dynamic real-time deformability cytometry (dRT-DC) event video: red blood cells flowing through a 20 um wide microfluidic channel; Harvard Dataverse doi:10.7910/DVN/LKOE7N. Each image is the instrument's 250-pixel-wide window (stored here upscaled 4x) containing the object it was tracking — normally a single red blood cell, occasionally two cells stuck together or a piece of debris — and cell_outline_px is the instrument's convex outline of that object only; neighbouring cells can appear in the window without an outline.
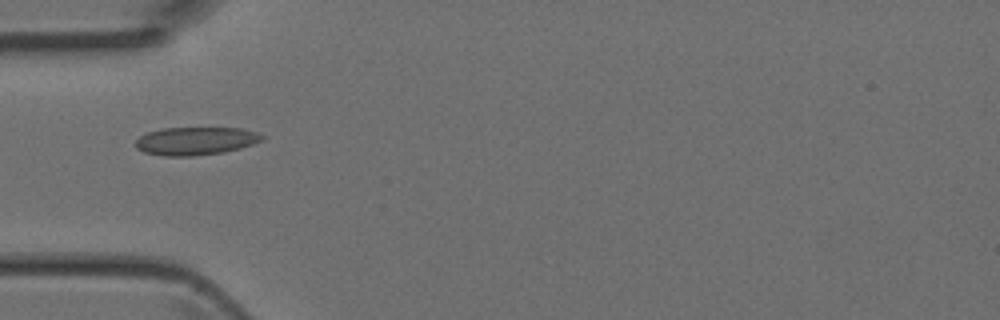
{"species": "Egyptian fruit bat (a non-hibernating species)", "species_latin": "Rousettus aegyptiacus", "temperature_condition": "room temperature", "stored_images_in_passage": 5, "camera_frame_rate_fps": 3000, "um_per_image_px": 0.085, "animal": {"sex": "female"}, "frame": {"image": 1, "passage_image": 4, "time_ms": 1.0, "image_size_px": [1000, 320], "cell_outline_px": [[264, 140], [240, 148], [224, 152], [192, 156], [164, 156], [144, 152], [136, 148], [136, 140], [140, 136], [148, 132], [160, 128], [240, 128], [256, 132], [264, 136]], "centroid_in_image_um": [16.62, 11.98], "position_along_channel_um": 68.4, "area_um2": 20.63}}
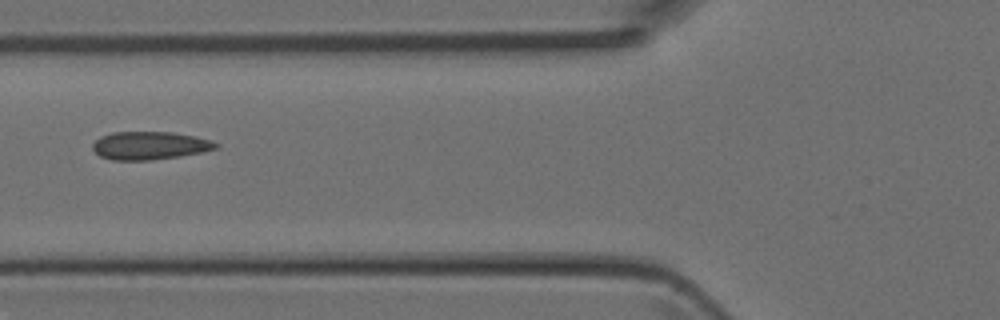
{"frame": {"image": 2, "passage_image": 5, "time_ms": 1.333, "image_size_px": [1000, 320], "cell_outline_px": [[220, 144], [216, 148], [200, 152], [180, 156], [148, 160], [112, 160], [100, 156], [92, 148], [92, 144], [100, 136], [112, 132], [172, 132], [196, 136]], "centroid_in_image_um": [12.69, 12.36], "position_along_channel_um": 113.1, "area_um2": 20.0}}